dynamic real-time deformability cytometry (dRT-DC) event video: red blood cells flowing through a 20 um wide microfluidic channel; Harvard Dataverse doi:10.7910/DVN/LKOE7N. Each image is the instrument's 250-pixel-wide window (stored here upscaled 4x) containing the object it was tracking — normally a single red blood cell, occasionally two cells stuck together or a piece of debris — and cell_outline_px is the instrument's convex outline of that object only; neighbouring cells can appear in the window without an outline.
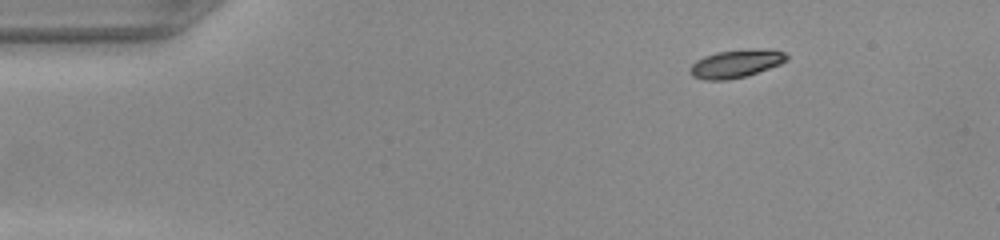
{"species": "common noctule bat (a hibernating species)", "species_latin": "Nyctalus noctula", "temperature_condition": "warm", "stored_images_in_passage": 9, "camera_frame_rate_fps": 3000, "um_per_image_px": 0.085, "animal": {"sex": "female", "body_mass_g": 22.0, "forearm_length_mm": 56.7}, "frame": {"image": 1, "passage_image": 1, "time_ms": 0.0, "image_size_px": [1000, 240], "cell_outline_px": [[788, 60], [780, 64], [744, 76], [724, 80], [704, 80], [692, 76], [688, 68], [696, 60], [704, 56], [716, 52], [752, 48], [784, 52], [788, 56]], "centroid_in_image_um": [62.51, 5.4], "position_along_channel_um": 22.5, "area_um2": 15.61}}